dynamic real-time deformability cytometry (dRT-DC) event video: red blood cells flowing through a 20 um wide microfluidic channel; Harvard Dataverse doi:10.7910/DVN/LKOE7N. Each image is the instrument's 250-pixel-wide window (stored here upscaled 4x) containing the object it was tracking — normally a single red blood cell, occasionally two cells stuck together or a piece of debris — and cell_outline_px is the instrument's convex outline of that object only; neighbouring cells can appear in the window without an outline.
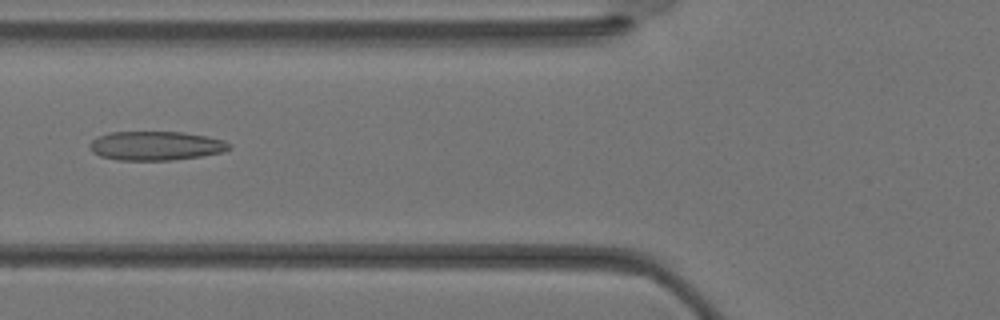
{"species": "Egyptian fruit bat (a non-hibernating species)", "species_latin": "Rousettus aegyptiacus", "temperature_condition": "warm", "stored_images_in_passage": 36, "camera_frame_rate_fps": 3000, "um_per_image_px": 0.085, "animal": {"sex": "female"}, "frame": {"image": 1, "passage_image": 14, "time_ms": 4.333, "image_size_px": [1000, 320], "cell_outline_px": [[232, 148], [220, 152], [200, 156], [172, 160], [116, 160], [100, 156], [92, 152], [88, 148], [88, 144], [92, 140], [100, 136], [112, 132], [180, 132], [204, 136], [224, 140]], "centroid_in_image_um": [13.18, 12.4], "position_along_channel_um": 112.6, "area_um2": 23.41}}
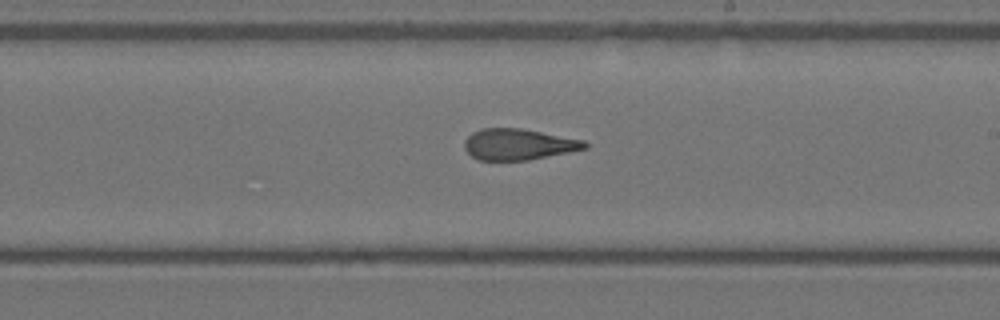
{"frame": {"image": 2, "passage_image": 21, "time_ms": 6.667, "image_size_px": [1000, 320], "cell_outline_px": [[588, 148], [528, 160], [476, 160], [464, 148], [464, 140], [472, 132], [480, 128], [520, 128], [584, 140], [588, 144]], "centroid_in_image_um": [44.04, 12.27], "position_along_channel_um": 245.0, "area_um2": 21.79}}
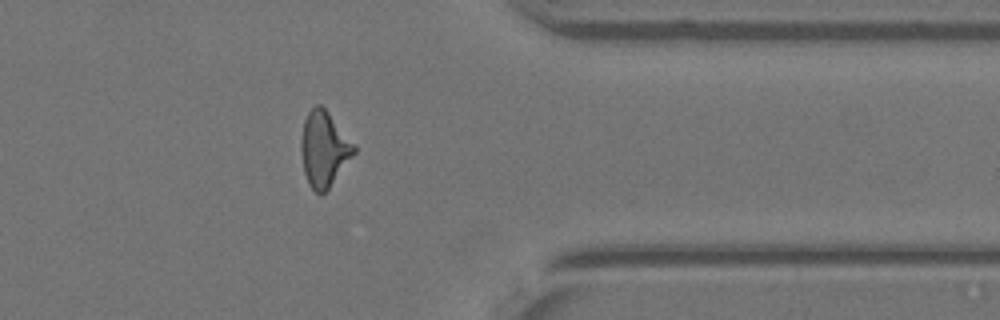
{"frame": {"image": 3, "passage_image": 29, "time_ms": 9.333, "image_size_px": [1000, 320], "cell_outline_px": [[356, 152], [328, 188], [320, 196], [308, 184], [304, 172], [300, 152], [300, 144], [304, 120], [308, 112], [316, 104], [320, 104], [328, 112], [356, 144]], "centroid_in_image_um": [27.54, 12.65], "position_along_channel_um": 383.9, "area_um2": 23.24}}